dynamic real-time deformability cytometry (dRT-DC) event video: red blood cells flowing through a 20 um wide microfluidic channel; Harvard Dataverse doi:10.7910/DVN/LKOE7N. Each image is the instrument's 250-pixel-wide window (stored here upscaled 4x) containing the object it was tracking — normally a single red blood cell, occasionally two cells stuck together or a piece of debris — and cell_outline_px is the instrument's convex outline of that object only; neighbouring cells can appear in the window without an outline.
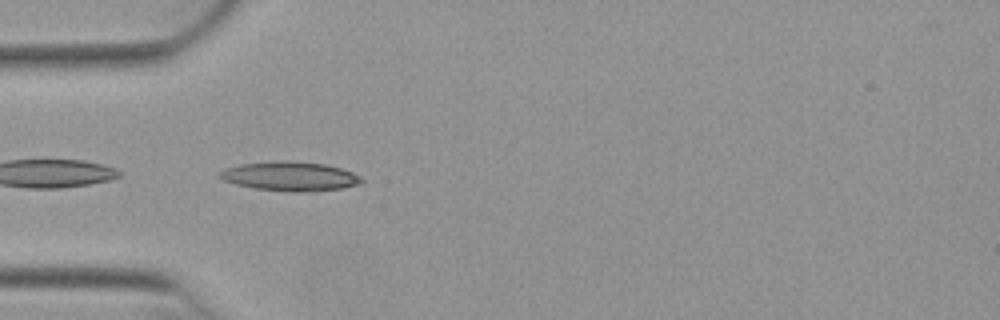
{"species": "Egyptian fruit bat (a non-hibernating species)", "species_latin": "Rousettus aegyptiacus", "temperature_condition": "warm", "stored_images_in_passage": 9, "camera_frame_rate_fps": 3000, "um_per_image_px": 0.085, "animal": {"sex": "female"}, "frame": {"image": 1, "passage_image": 2, "time_ms": 0.333, "image_size_px": [1000, 320], "cell_outline_px": [[364, 180], [360, 184], [340, 188], [300, 192], [292, 192], [256, 188], [236, 184], [224, 180], [216, 176], [224, 168], [240, 164], [280, 160], [284, 160], [324, 164], [340, 168], [352, 172], [360, 176]], "centroid_in_image_um": [24.63, 14.97], "position_along_channel_um": 60.4, "area_um2": 23.99}}
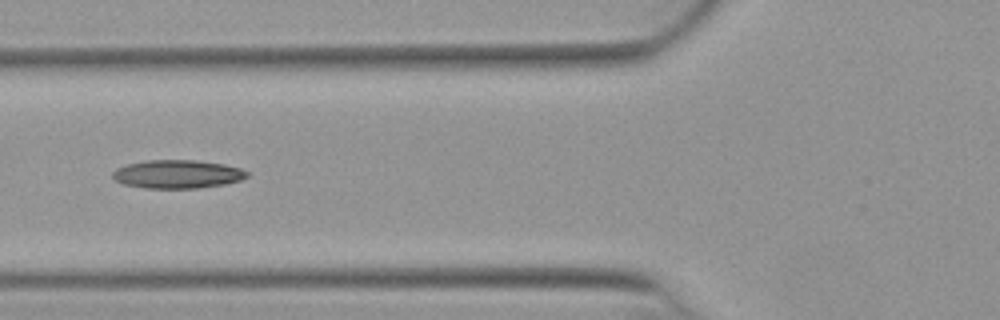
{"frame": {"image": 2, "passage_image": 6, "time_ms": 1.667, "image_size_px": [1000, 320], "cell_outline_px": [[248, 176], [240, 180], [224, 184], [196, 188], [144, 188], [124, 184], [116, 180], [112, 176], [112, 172], [116, 168], [128, 164], [144, 160], [196, 160], [224, 164], [240, 168], [248, 172]], "centroid_in_image_um": [15.07, 14.79], "position_along_channel_um": 110.7, "area_um2": 22.2}}